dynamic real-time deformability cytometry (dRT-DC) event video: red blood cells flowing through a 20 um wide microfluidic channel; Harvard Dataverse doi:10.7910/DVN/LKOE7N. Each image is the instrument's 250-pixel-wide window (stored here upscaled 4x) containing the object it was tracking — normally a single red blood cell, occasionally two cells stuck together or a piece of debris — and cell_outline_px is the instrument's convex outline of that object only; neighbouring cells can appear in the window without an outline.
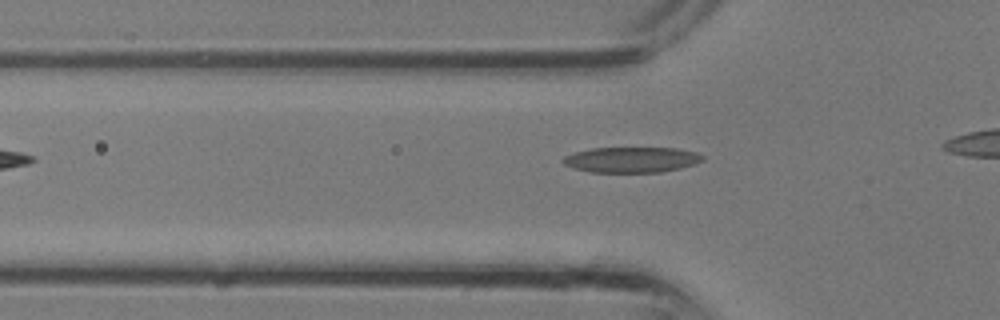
{"species": "common noctule bat (a hibernating species)", "species_latin": "Nyctalus noctula", "temperature_condition": "room temperature", "stored_images_in_passage": 5, "camera_frame_rate_fps": 3000, "um_per_image_px": 0.085, "animal": {"sex": "male", "body_mass_g": 13.3}, "frame": {"image": 1, "passage_image": 3, "time_ms": 0.667, "image_size_px": [1000, 320], "cell_outline_px": [[704, 160], [696, 164], [680, 168], [660, 172], [592, 172], [572, 168], [564, 164], [560, 160], [564, 156], [576, 152], [592, 148], [676, 148], [696, 152], [704, 156]], "centroid_in_image_um": [53.69, 13.57], "position_along_channel_um": 72.1, "area_um2": 20.81}}
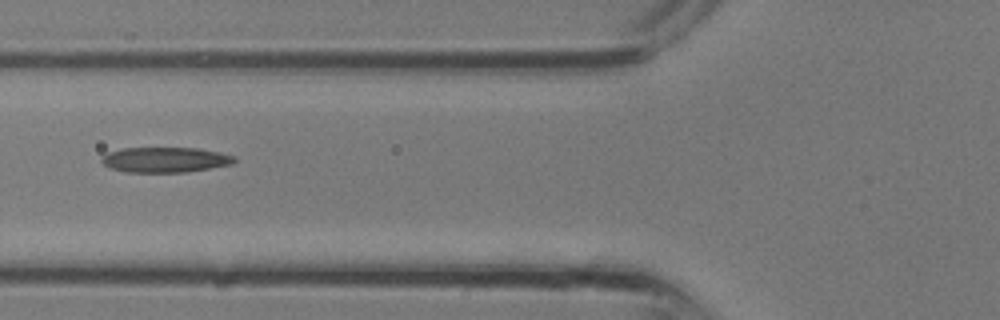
{"frame": {"image": 2, "passage_image": 5, "time_ms": 1.333, "image_size_px": [1000, 320], "cell_outline_px": [[236, 160], [232, 164], [184, 172], [124, 172], [108, 168], [100, 160], [108, 152], [124, 148], [196, 148], [220, 152], [232, 156]], "centroid_in_image_um": [13.99, 13.58], "position_along_channel_um": 111.8, "area_um2": 19.36}}